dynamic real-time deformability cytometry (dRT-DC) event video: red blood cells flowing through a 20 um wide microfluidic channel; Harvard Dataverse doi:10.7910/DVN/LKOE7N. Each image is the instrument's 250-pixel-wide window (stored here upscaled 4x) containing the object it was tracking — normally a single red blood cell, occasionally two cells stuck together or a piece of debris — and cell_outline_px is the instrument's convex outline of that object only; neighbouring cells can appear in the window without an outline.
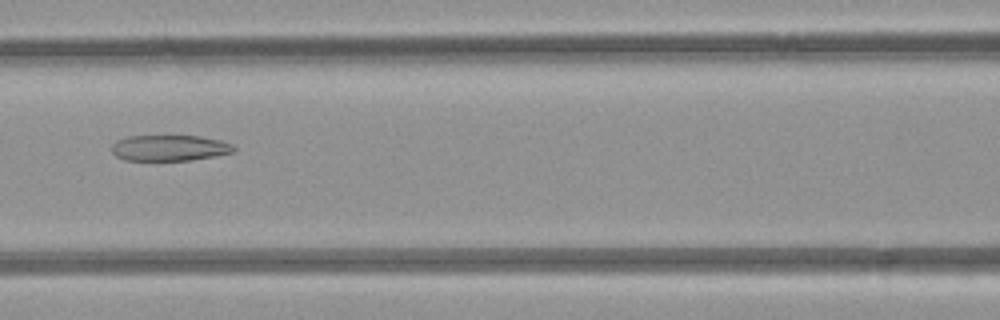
{"species": "common noctule bat (a hibernating species)", "species_latin": "Nyctalus noctula", "temperature_condition": "room temperature", "stored_images_in_passage": 7, "camera_frame_rate_fps": 3000, "um_per_image_px": 0.085, "animal": {"sex": "female", "body_mass_g": 21.9}, "frame": {"image": 1, "passage_image": 7, "time_ms": 6.667, "image_size_px": [1000, 320], "cell_outline_px": [[236, 148], [232, 152], [216, 156], [192, 160], [124, 160], [116, 156], [112, 152], [112, 144], [116, 140], [128, 136], [200, 136], [220, 140], [232, 144]], "centroid_in_image_um": [14.4, 12.57], "position_along_channel_um": 152.2, "area_um2": 18.44}}